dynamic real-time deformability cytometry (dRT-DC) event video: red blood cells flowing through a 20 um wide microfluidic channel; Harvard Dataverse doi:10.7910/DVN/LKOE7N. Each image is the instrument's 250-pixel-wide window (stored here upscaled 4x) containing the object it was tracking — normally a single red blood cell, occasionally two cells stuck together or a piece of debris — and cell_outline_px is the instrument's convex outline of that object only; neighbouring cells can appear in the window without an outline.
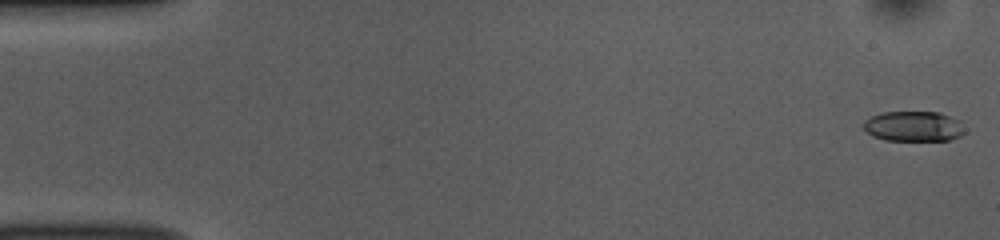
{"species": "common noctule bat (a hibernating species)", "species_latin": "Nyctalus noctula", "temperature_condition": "room temperature", "stored_images_in_passage": 14, "camera_frame_rate_fps": 3000, "um_per_image_px": 0.085, "animal": {"sex": "female", "body_mass_g": 10.0, "forearm_length_mm": 53.1}, "frame": {"image": 1, "passage_image": 1, "time_ms": 0.0, "image_size_px": [1000, 240], "cell_outline_px": [[964, 132], [960, 136], [948, 140], [884, 140], [872, 136], [864, 128], [864, 120], [872, 116], [884, 112], [940, 112], [960, 120]], "centroid_in_image_um": [77.66, 10.73], "position_along_channel_um": 7.3, "area_um2": 17.74}}